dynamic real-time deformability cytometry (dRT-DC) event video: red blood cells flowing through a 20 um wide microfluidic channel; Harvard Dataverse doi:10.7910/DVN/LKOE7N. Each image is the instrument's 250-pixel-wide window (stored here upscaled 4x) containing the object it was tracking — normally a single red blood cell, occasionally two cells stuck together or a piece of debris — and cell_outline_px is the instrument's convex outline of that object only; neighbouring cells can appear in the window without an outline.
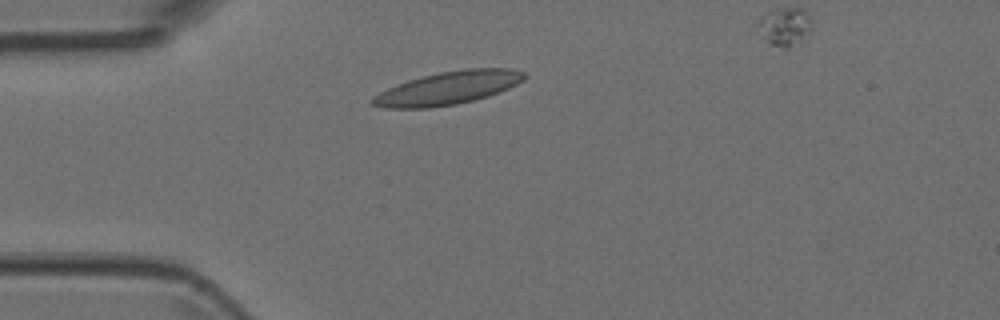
{"species": "Egyptian fruit bat (a non-hibernating species)", "species_latin": "Rousettus aegyptiacus", "temperature_condition": "room temperature", "stored_images_in_passage": 2, "segment_of_instrument_passage": [1, 2], "camera_frame_rate_fps": 3000, "um_per_image_px": 0.085, "animal": {"sex": "female"}, "frame": {"image": 1, "passage_image": 1, "time_ms": 0.0, "image_size_px": [1000, 320], "cell_outline_px": [[528, 76], [524, 80], [508, 88], [488, 96], [456, 104], [428, 108], [384, 108], [372, 104], [372, 96], [388, 88], [408, 80], [440, 72], [464, 68], [512, 68], [524, 72]], "centroid_in_image_um": [38.11, 7.47], "position_along_channel_um": 46.9, "area_um2": 29.07}}